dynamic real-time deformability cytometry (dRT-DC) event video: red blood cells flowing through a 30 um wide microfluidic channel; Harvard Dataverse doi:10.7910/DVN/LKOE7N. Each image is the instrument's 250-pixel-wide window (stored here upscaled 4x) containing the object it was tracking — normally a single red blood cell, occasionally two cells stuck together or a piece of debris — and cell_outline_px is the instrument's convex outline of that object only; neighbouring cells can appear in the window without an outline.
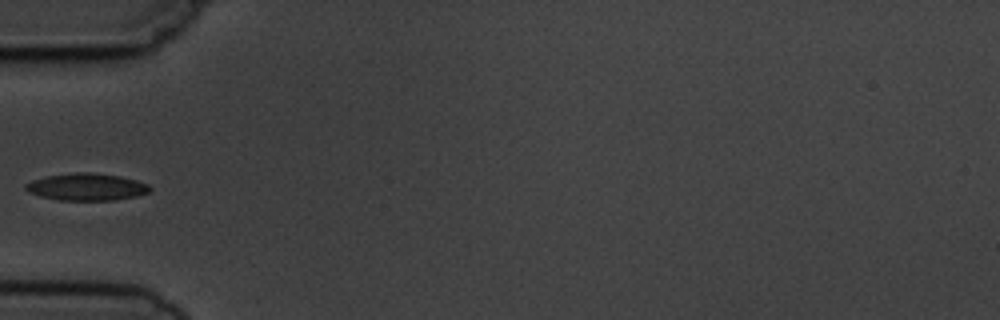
{"species": "common noctule bat (a hibernating species)", "species_latin": "Nyctalus noctula", "temperature_condition": "cold", "stored_images_in_passage": 5, "camera_frame_rate_fps": 3000, "um_per_image_px": 0.085, "animal": {"sex": "male", "body_mass_g": 19.5, "forearm_length_mm": 54.6}, "frame": {"image": 1, "passage_image": 4, "time_ms": 4.333, "image_size_px": [1000, 320], "cell_outline_px": [[152, 188], [148, 192], [136, 196], [116, 200], [60, 200], [40, 196], [28, 192], [24, 188], [24, 184], [32, 180], [44, 176], [76, 172], [92, 172], [120, 176], [136, 180], [148, 184]], "centroid_in_image_um": [7.34, 15.88], "position_along_channel_um": 77.7, "area_um2": 19.77}}
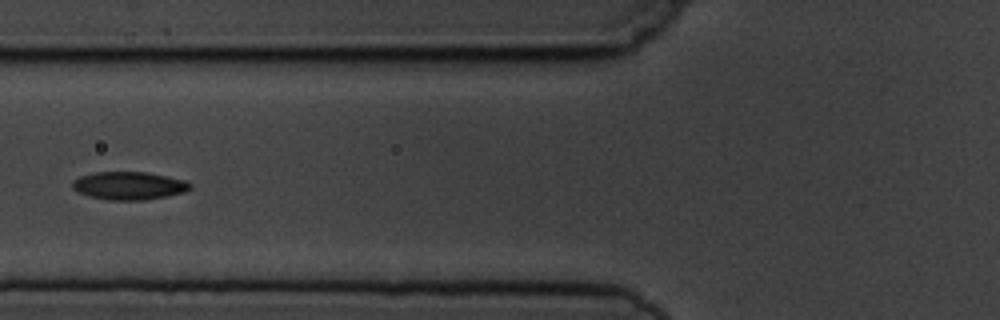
{"frame": {"image": 2, "passage_image": 5, "time_ms": 5.333, "image_size_px": [1000, 320], "cell_outline_px": [[192, 188], [184, 192], [168, 196], [144, 200], [108, 200], [88, 196], [76, 192], [72, 188], [72, 180], [80, 176], [96, 172], [148, 172], [168, 176], [184, 180], [192, 184]], "centroid_in_image_um": [10.95, 15.78], "position_along_channel_um": 114.8, "area_um2": 19.42}}